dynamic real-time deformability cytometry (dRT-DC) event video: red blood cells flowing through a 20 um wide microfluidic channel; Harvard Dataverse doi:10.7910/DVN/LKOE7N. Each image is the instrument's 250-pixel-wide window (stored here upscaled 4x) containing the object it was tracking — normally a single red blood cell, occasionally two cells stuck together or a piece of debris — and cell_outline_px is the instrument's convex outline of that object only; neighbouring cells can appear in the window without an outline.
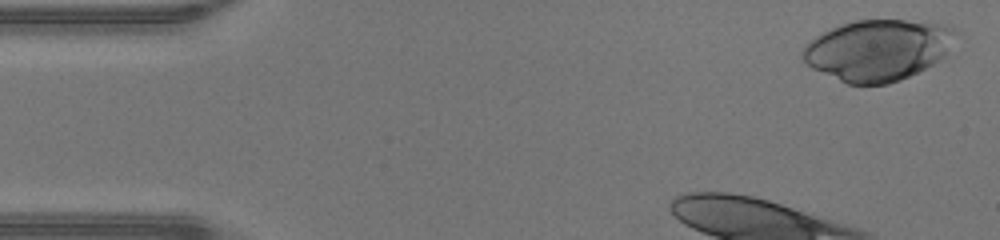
{"species": "human", "species_latin": "Homo sapiens", "temperature_condition": "warm", "stored_images_in_passage": 35, "camera_frame_rate_fps": 3000, "um_per_image_px": 0.085, "donor": {"sex": "male"}, "frame": {"image": 1, "passage_image": 2, "time_ms": 0.333, "image_size_px": [1000, 240], "cell_outline_px": [[956, 32], [944, 56], [932, 64], [900, 80], [888, 84], [848, 84], [812, 68], [804, 64], [800, 56], [804, 48], [816, 36], [840, 24], [856, 20], [904, 20], [948, 24], [956, 28]], "centroid_in_image_um": [74.6, 4.24], "position_along_channel_um": 10.4, "area_um2": 54.04}}